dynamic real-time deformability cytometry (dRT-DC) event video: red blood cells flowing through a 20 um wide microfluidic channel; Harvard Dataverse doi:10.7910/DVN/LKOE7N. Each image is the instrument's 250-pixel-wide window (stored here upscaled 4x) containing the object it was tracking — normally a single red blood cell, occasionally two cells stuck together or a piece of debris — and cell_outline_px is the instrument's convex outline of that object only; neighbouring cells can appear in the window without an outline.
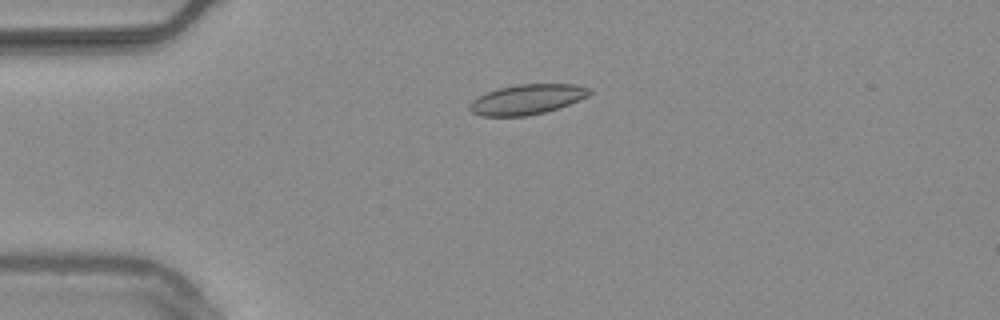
{"species": "common noctule bat (a hibernating species)", "species_latin": "Nyctalus noctula", "temperature_condition": "warm", "stored_images_in_passage": 55, "camera_frame_rate_fps": 3000, "um_per_image_px": 0.085, "animal": {"sex": "male", "body_mass_g": 20.4}, "frame": {"image": 1, "passage_image": 14, "time_ms": 4.333, "image_size_px": [1000, 320], "cell_outline_px": [[592, 92], [588, 96], [560, 108], [544, 112], [524, 116], [480, 116], [472, 112], [468, 108], [468, 104], [472, 100], [488, 92], [500, 88], [516, 84], [576, 84], [592, 88]], "centroid_in_image_um": [44.82, 8.44], "position_along_channel_um": 40.2, "area_um2": 21.04}}
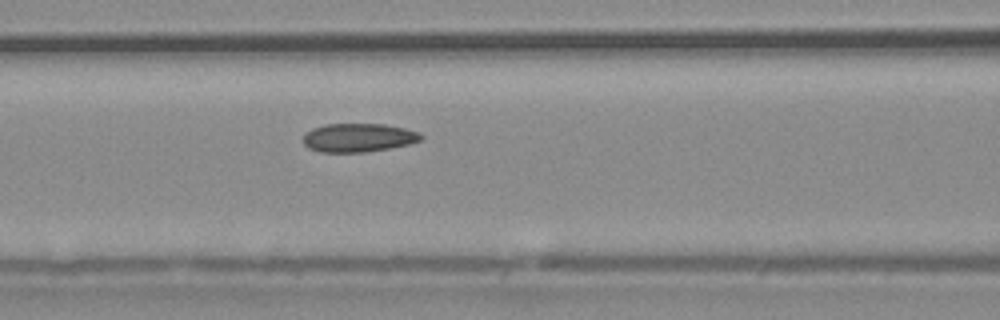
{"frame": {"image": 2, "passage_image": 24, "time_ms": 7.667, "image_size_px": [1000, 320], "cell_outline_px": [[424, 136], [420, 140], [408, 144], [388, 148], [364, 152], [320, 152], [308, 148], [304, 144], [304, 132], [312, 128], [324, 124], [384, 124], [404, 128], [420, 132]], "centroid_in_image_um": [30.44, 11.69], "position_along_channel_um": 136.2, "area_um2": 19.65}}
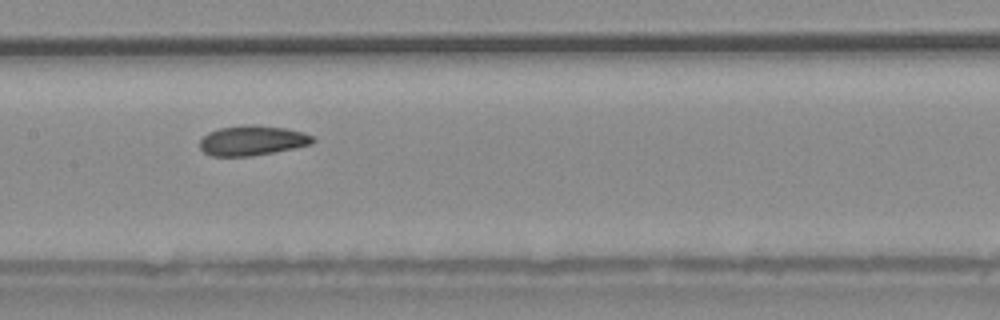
{"frame": {"image": 3, "passage_image": 28, "time_ms": 9.0, "image_size_px": [1000, 320], "cell_outline_px": [[316, 140], [312, 144], [252, 156], [212, 156], [204, 152], [200, 148], [200, 140], [208, 132], [220, 128], [252, 124], [256, 124], [288, 128], [304, 132], [312, 136]], "centroid_in_image_um": [21.46, 11.93], "position_along_channel_um": 185.9, "area_um2": 19.71}, "authors_computed_cell_mechanics": {"area_um2": 19.9988, "velocity_mm_per_s": 3.7416, "shape_relaxation_time_tau1_ms": null, "shape_relaxation_time_tau2_ms": 2.9706, "deformation_change_tau1": null, "deformation_change_tau2": 0.0786}}